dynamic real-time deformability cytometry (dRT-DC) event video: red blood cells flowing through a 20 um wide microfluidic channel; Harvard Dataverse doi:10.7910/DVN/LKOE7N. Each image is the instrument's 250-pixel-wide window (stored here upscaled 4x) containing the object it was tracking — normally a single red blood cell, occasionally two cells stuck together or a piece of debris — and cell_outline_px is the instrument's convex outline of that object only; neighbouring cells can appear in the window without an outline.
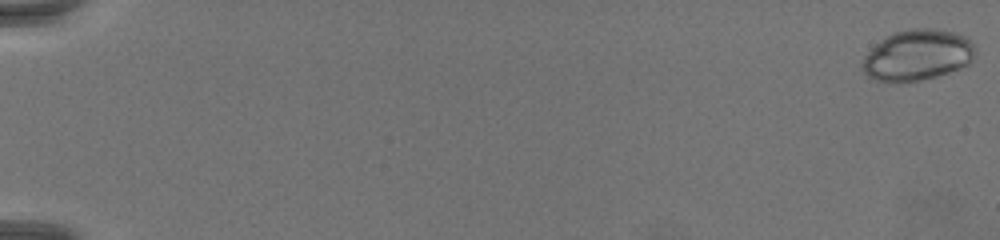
{"species": "common noctule bat (a hibernating species)", "species_latin": "Nyctalus noctula", "temperature_condition": "warm", "stored_images_in_passage": 71, "camera_frame_rate_fps": 3000, "um_per_image_px": 0.085, "animal": {"sex": "female", "body_mass_g": 19.5, "forearm_length_mm": 54.1}, "frame": {"image": 1, "passage_image": 1, "time_ms": 0.0, "image_size_px": [1000, 240], "cell_outline_px": [[976, 52], [968, 64], [960, 68], [936, 76], [920, 80], [900, 84], [876, 80], [868, 76], [860, 68], [864, 56], [880, 40], [896, 32], [912, 28], [936, 28], [952, 32], [964, 36], [976, 48]], "centroid_in_image_um": [77.95, 4.7], "position_along_channel_um": 7.0, "area_um2": 33.52}}
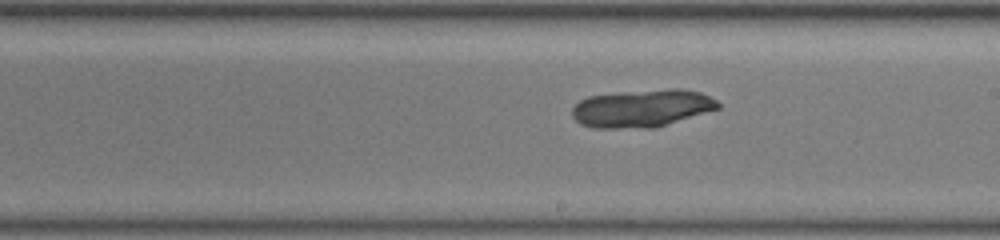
{"frame": {"image": 2, "passage_image": 44, "time_ms": 14.333, "image_size_px": [1000, 240], "cell_outline_px": [[720, 108], [656, 128], [592, 128], [580, 124], [572, 116], [572, 108], [580, 100], [588, 96], [620, 92], [668, 88], [680, 88], [700, 92], [716, 100], [720, 104]], "centroid_in_image_um": [54.56, 9.2], "position_along_channel_um": 234.4, "area_um2": 32.31}}
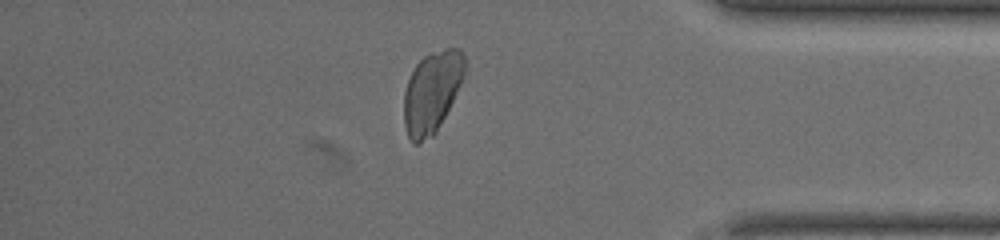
{"frame": {"image": 3, "passage_image": 62, "time_ms": 20.333, "image_size_px": [1000, 240], "cell_outline_px": [[468, 64], [460, 84], [436, 132], [432, 136], [416, 144], [412, 144], [408, 136], [404, 124], [404, 92], [408, 80], [416, 64], [424, 56], [432, 52], [444, 48], [460, 48]], "centroid_in_image_um": [36.71, 7.79], "position_along_channel_um": 398.5, "area_um2": 28.67}}